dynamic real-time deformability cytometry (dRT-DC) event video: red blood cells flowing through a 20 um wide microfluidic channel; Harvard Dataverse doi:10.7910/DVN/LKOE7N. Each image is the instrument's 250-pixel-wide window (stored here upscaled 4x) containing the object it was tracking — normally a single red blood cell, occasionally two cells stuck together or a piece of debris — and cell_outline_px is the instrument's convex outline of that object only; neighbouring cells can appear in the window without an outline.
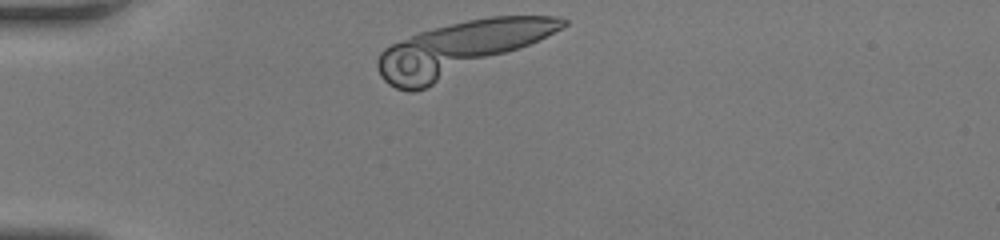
{"species": "human", "species_latin": "Homo sapiens", "temperature_condition": "room temperature", "stored_images_in_passage": 6, "camera_frame_rate_fps": 3000, "um_per_image_px": 0.085, "donor": {"sex": "female"}, "frame": {"image": 1, "passage_image": 1, "time_ms": 0.0, "image_size_px": [1000, 240], "cell_outline_px": [[568, 24], [528, 44], [424, 88], [412, 92], [408, 92], [396, 88], [388, 84], [380, 76], [376, 64], [376, 60], [380, 52], [384, 48], [392, 44], [420, 32], [468, 20], [492, 16], [560, 16], [568, 20]], "centroid_in_image_um": [38.97, 4.11], "position_along_channel_um": 46.0, "area_um2": 54.85}}